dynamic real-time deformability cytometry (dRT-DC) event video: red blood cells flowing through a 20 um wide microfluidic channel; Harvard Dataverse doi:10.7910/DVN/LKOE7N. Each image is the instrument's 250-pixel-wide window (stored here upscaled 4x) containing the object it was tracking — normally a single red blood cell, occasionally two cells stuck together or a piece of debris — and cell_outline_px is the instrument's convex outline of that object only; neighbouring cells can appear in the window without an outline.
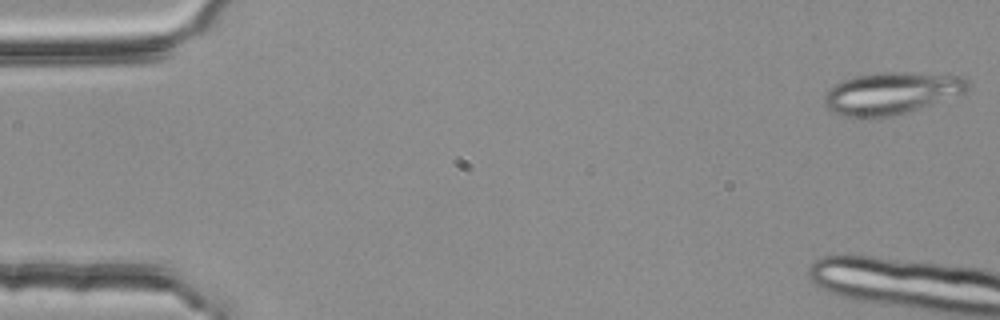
{"species": "common noctule bat (a hibernating species)", "species_latin": "Nyctalus noctula", "temperature_condition": "room temperature", "stored_images_in_passage": 5, "camera_frame_rate_fps": 3000, "um_per_image_px": 0.085, "animal": {"sex": "female", "body_mass_g": 25.1}, "frame": {"image": 1, "passage_image": 1, "time_ms": 0.0, "image_size_px": [1000, 320], "cell_outline_px": [[972, 84], [964, 92], [904, 112], [888, 116], [852, 120], [832, 112], [824, 104], [824, 96], [840, 80], [852, 76], [876, 72], [904, 72], [964, 76]], "centroid_in_image_um": [75.69, 7.92], "position_along_channel_um": 9.3, "area_um2": 35.14}}